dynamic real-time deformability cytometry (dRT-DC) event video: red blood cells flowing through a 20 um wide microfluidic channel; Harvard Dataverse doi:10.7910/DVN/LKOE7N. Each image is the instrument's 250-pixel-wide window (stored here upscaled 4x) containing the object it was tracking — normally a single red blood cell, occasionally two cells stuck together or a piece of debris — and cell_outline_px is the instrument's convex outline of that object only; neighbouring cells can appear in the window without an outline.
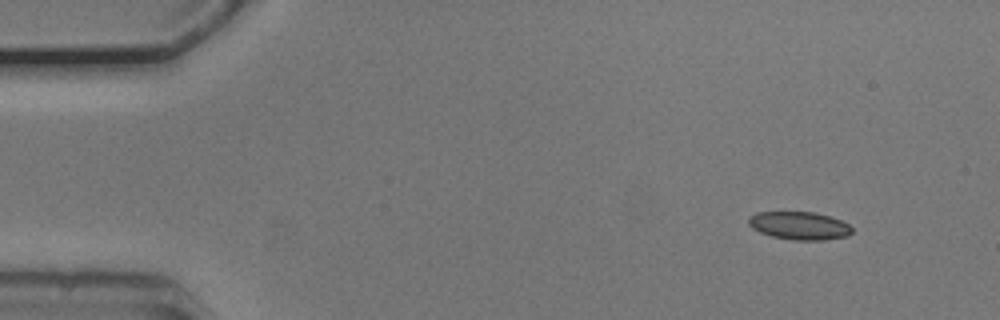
{"species": "common noctule bat (a hibernating species)", "species_latin": "Nyctalus noctula", "temperature_condition": "cold", "stored_images_in_passage": 49, "camera_frame_rate_fps": 3000, "um_per_image_px": 0.085, "animal": {"sex": "male", "body_mass_g": 20.5, "forearm_length_mm": 52.5}, "frame": {"image": 1, "passage_image": 1, "time_ms": 0.0, "image_size_px": [1000, 320], "cell_outline_px": [[852, 232], [848, 236], [824, 240], [792, 240], [772, 236], [760, 232], [752, 228], [748, 224], [748, 216], [756, 212], [812, 212], [828, 216], [840, 220], [848, 224], [852, 228]], "centroid_in_image_um": [67.92, 19.18], "position_along_channel_um": 17.1, "area_um2": 16.88}}
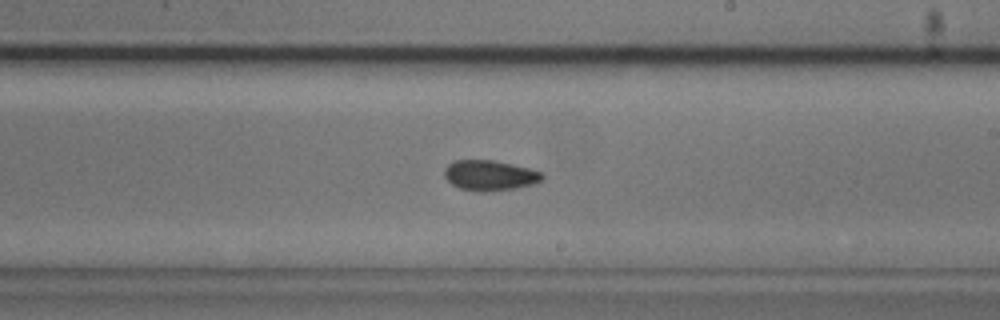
{"frame": {"image": 2, "passage_image": 27, "time_ms": 8.667, "image_size_px": [1000, 320], "cell_outline_px": [[544, 180], [536, 184], [516, 188], [484, 192], [460, 188], [452, 184], [444, 176], [444, 168], [452, 160], [492, 160], [512, 164], [544, 172]], "centroid_in_image_um": [41.67, 14.9], "position_along_channel_um": 247.3, "area_um2": 17.46}}
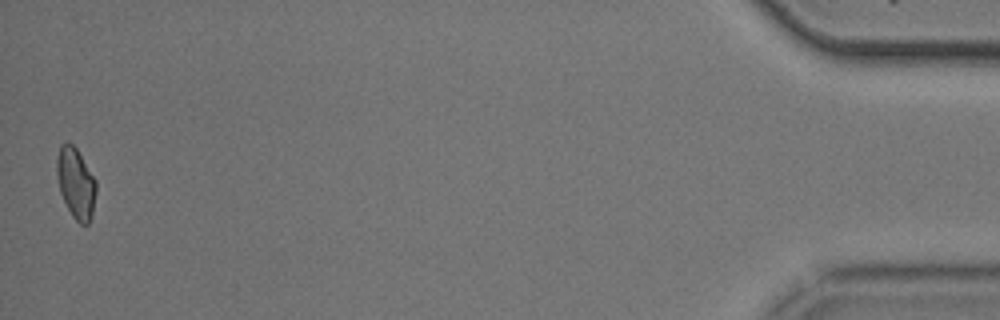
{"frame": {"image": 3, "passage_image": 49, "time_ms": 16.0, "image_size_px": [1000, 320], "cell_outline_px": [[96, 192], [92, 216], [88, 224], [80, 224], [72, 216], [60, 192], [56, 172], [56, 160], [60, 144], [68, 140], [76, 148], [96, 180]], "centroid_in_image_um": [6.44, 15.54], "position_along_channel_um": 428.8, "area_um2": 16.24}, "authors_computed_cell_mechanics": {"area_um2": 16.9354, "velocity_mm_per_s": 3.7499, "shape_relaxation_time_tau1_ms": 4.9622, "shape_relaxation_time_tau2_ms": 3.2845, "deformation_change_tau1": 0.0747, "deformation_change_tau2": 0.0701}}